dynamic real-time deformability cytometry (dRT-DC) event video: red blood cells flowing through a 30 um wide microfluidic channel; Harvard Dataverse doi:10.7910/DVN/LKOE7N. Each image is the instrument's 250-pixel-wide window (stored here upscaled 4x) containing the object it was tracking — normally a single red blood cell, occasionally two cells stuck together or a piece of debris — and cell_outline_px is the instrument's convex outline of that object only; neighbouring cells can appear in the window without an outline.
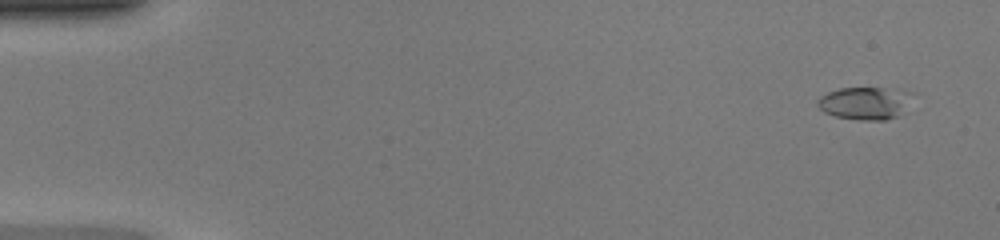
{"species": "common noctule bat (a hibernating species)", "species_latin": "Nyctalus noctula", "temperature_condition": "warm", "stored_images_in_passage": 16, "camera_frame_rate_fps": 3000, "um_per_image_px": 0.085, "animal": {"sex": "female", "body_mass_g": 20.0, "forearm_length_mm": 54.0}, "frame": {"image": 1, "passage_image": 3, "time_ms": 0.667, "image_size_px": [1000, 240], "cell_outline_px": [[916, 92], [900, 116], [888, 120], [860, 120], [836, 116], [824, 112], [816, 104], [816, 100], [820, 96], [828, 92], [840, 88], [884, 88]], "centroid_in_image_um": [73.56, 8.76], "position_along_channel_um": 11.4, "area_um2": 18.26}}
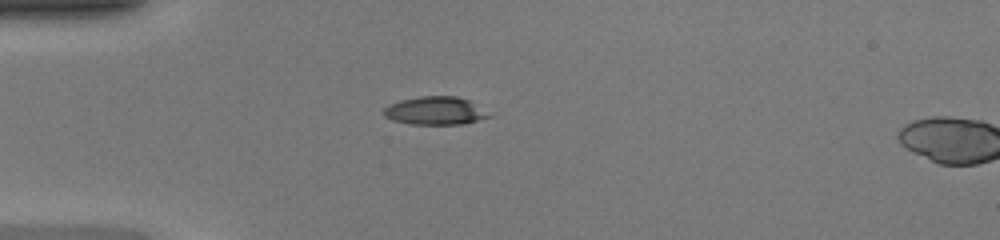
{"frame": {"image": 2, "passage_image": 14, "time_ms": 4.333, "image_size_px": [1000, 240], "cell_outline_px": [[496, 112], [492, 116], [460, 124], [408, 124], [392, 120], [384, 116], [380, 112], [388, 104], [400, 100], [420, 96], [456, 96], [468, 100]], "centroid_in_image_um": [37.03, 9.41], "position_along_channel_um": 48.0, "area_um2": 17.69}}